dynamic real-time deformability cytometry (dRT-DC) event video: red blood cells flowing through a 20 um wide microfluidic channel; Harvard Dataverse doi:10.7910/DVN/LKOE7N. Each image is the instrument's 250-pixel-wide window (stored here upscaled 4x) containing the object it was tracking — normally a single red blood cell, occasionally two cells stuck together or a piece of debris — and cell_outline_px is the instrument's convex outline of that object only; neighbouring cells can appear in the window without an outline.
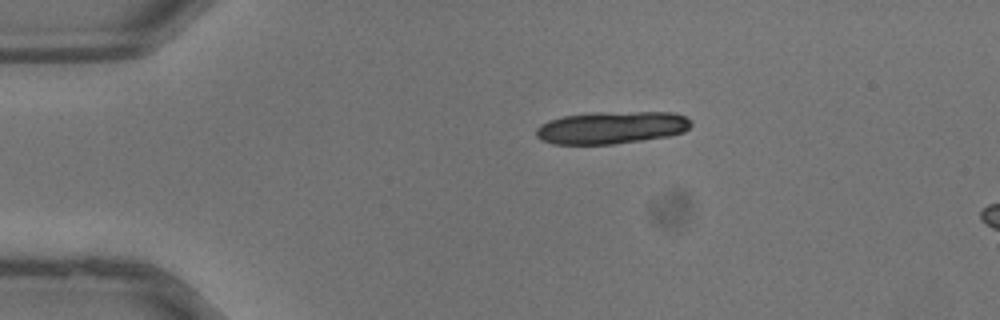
{"species": "common noctule bat (a hibernating species)", "species_latin": "Nyctalus noctula", "temperature_condition": "warm", "stored_images_in_passage": 31, "camera_frame_rate_fps": 3000, "um_per_image_px": 0.085, "animal": {"sex": "male", "body_mass_g": 13.3}, "frame": {"image": 1, "passage_image": 1, "time_ms": 0.0, "image_size_px": [1000, 320], "cell_outline_px": [[692, 124], [684, 132], [668, 136], [644, 140], [612, 144], [552, 144], [540, 140], [536, 136], [536, 128], [540, 124], [548, 120], [564, 116], [600, 112], [672, 112], [684, 116], [692, 120]], "centroid_in_image_um": [51.97, 10.85], "position_along_channel_um": 33.0, "area_um2": 29.42}}